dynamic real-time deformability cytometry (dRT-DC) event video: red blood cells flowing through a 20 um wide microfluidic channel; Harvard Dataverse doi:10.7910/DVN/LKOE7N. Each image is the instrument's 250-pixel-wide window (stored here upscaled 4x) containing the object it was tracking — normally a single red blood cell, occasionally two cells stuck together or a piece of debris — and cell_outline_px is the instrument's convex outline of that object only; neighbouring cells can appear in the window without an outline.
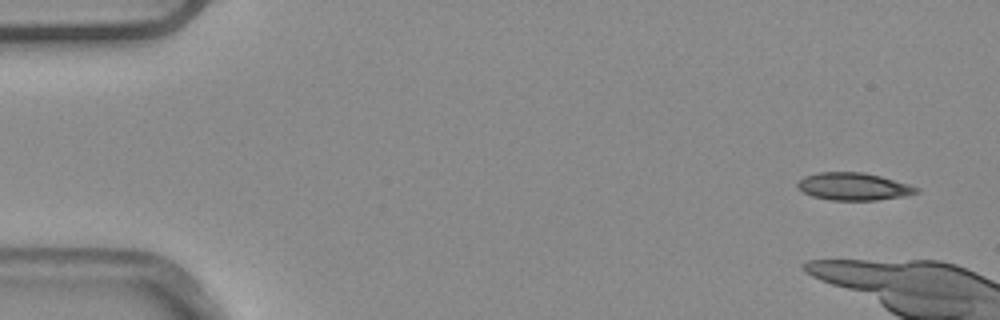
{"species": "common noctule bat (a hibernating species)", "species_latin": "Nyctalus noctula", "temperature_condition": "warm", "stored_images_in_passage": 4, "camera_frame_rate_fps": 3000, "um_per_image_px": 0.085, "animal": {"sex": "male", "body_mass_g": 20.4}, "frame": {"image": 1, "passage_image": 1, "time_ms": 0.0, "image_size_px": [1000, 320], "cell_outline_px": [[920, 192], [904, 196], [876, 200], [832, 200], [812, 196], [796, 188], [796, 184], [804, 176], [816, 172], [864, 172], [880, 176], [908, 184], [920, 188]], "centroid_in_image_um": [72.53, 15.85], "position_along_channel_um": 12.5, "area_um2": 19.07}}